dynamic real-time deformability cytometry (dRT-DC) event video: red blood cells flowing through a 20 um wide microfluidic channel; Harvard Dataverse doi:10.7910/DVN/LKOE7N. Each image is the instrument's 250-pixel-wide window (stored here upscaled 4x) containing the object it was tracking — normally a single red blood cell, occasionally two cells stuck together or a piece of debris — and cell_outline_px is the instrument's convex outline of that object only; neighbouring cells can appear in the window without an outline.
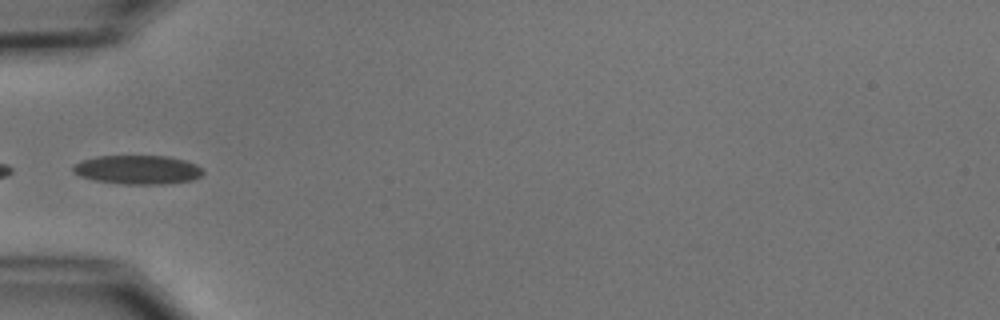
{"species": "common noctule bat (a hibernating species)", "species_latin": "Nyctalus noctula", "temperature_condition": "cold", "stored_images_in_passage": 6, "camera_frame_rate_fps": 3000, "um_per_image_px": 0.085, "animal": {"sex": "male", "body_mass_g": 15.6}, "frame": {"image": 1, "passage_image": 5, "time_ms": 4.667, "image_size_px": [1000, 320], "cell_outline_px": [[204, 172], [200, 176], [192, 180], [164, 184], [124, 184], [96, 180], [80, 176], [72, 172], [72, 164], [96, 156], [168, 156], [184, 160], [196, 164]], "centroid_in_image_um": [11.68, 14.42], "position_along_channel_um": 73.3, "area_um2": 21.85}}